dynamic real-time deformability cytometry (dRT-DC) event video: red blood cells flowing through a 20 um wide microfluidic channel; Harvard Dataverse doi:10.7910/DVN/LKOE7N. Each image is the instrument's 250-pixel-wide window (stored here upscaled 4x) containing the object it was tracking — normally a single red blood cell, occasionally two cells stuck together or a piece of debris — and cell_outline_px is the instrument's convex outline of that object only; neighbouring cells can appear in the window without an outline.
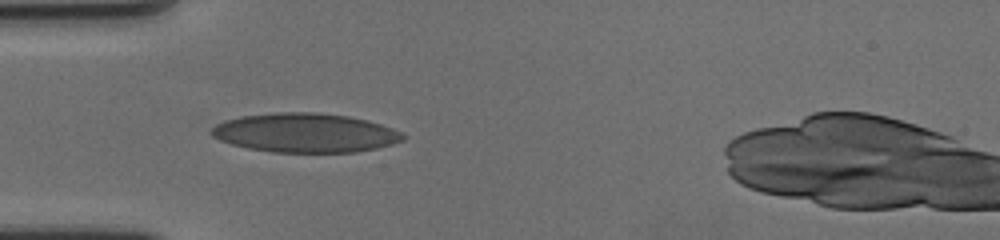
{"species": "human", "species_latin": "Homo sapiens", "temperature_condition": "cold", "stored_images_in_passage": 42, "camera_frame_rate_fps": 3000, "um_per_image_px": 0.085, "donor": {"sex": "female"}, "frame": {"image": 1, "passage_image": 1, "time_ms": 0.0, "image_size_px": [1000, 240], "cell_outline_px": [[404, 140], [392, 144], [376, 148], [356, 152], [272, 152], [248, 148], [232, 144], [220, 140], [212, 136], [208, 132], [216, 124], [224, 120], [240, 116], [276, 112], [316, 112], [348, 116], [380, 124], [392, 128], [400, 132], [404, 136]], "centroid_in_image_um": [25.9, 11.29], "position_along_channel_um": 59.1, "area_um2": 43.64}}
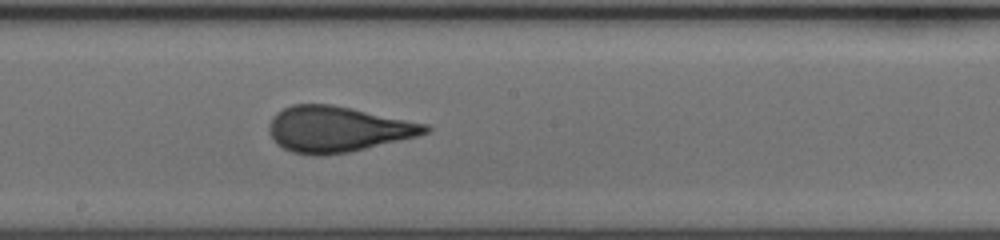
{"frame": {"image": 2, "passage_image": 15, "time_ms": 4.667, "image_size_px": [1000, 240], "cell_outline_px": [[432, 128], [428, 132], [416, 136], [348, 152], [324, 156], [312, 156], [292, 152], [276, 144], [268, 132], [268, 128], [272, 116], [276, 112], [292, 104], [332, 104], [428, 124]], "centroid_in_image_um": [28.64, 10.98], "position_along_channel_um": 219.6, "area_um2": 41.62}}
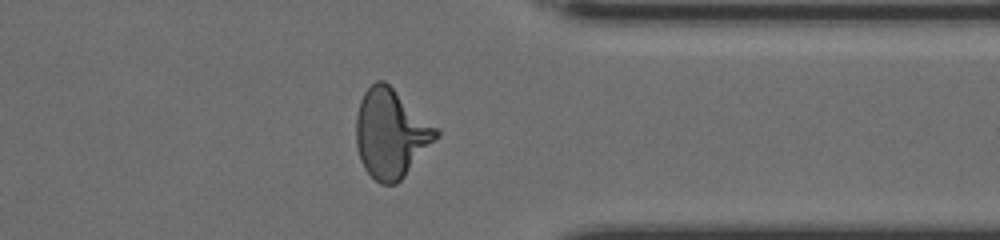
{"frame": {"image": 3, "passage_image": 29, "time_ms": 9.333, "image_size_px": [1000, 240], "cell_outline_px": [[440, 136], [404, 176], [396, 184], [380, 184], [364, 168], [360, 160], [356, 144], [356, 116], [360, 100], [364, 92], [376, 80], [384, 80], [440, 128]], "centroid_in_image_um": [33.25, 11.33], "position_along_channel_um": 378.1, "area_um2": 41.67}, "authors_computed_cell_mechanics": {"area_um2": 40.4889, "velocity_mm_per_s": 3.5374, "shape_relaxation_time_tau1_ms": 8.5561, "shape_relaxation_time_tau2_ms": null, "deformation_change_tau1": 0.2448, "deformation_change_tau2": null}}